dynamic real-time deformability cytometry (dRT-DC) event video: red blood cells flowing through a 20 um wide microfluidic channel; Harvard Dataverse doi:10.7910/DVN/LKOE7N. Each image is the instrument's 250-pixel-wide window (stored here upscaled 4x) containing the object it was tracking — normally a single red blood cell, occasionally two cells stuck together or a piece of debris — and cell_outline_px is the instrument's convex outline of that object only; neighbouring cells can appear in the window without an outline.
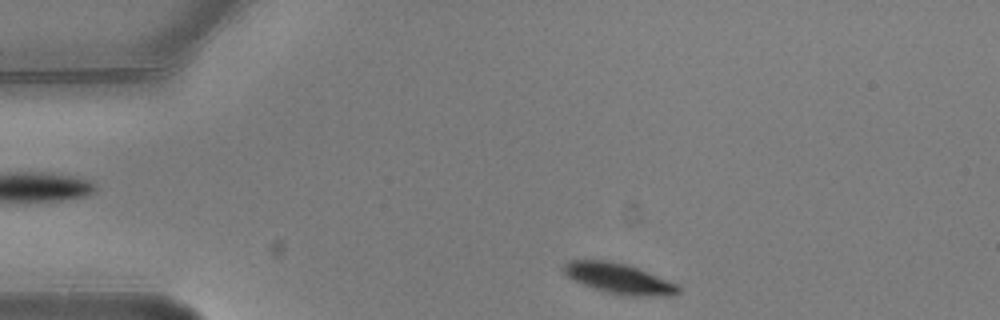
{"species": "common noctule bat (a hibernating species)", "species_latin": "Nyctalus noctula", "temperature_condition": "warm", "stored_images_in_passage": 6, "segment_of_instrument_passage": [2, 2], "camera_frame_rate_fps": 3000, "um_per_image_px": 0.085, "animal": {"sex": "male", "body_mass_g": 20.5, "forearm_length_mm": 52.5}, "frame": {"image": 1, "passage_image": 6, "time_ms": 1.667, "image_size_px": [1000, 320], "cell_outline_px": [[680, 292], [676, 296], [628, 296], [608, 292], [592, 288], [580, 284], [568, 276], [560, 268], [568, 260], [608, 260], [624, 264], [636, 268], [676, 284], [680, 288]], "centroid_in_image_um": [52.56, 23.68], "position_along_channel_um": 32.4, "area_um2": 20.17}}